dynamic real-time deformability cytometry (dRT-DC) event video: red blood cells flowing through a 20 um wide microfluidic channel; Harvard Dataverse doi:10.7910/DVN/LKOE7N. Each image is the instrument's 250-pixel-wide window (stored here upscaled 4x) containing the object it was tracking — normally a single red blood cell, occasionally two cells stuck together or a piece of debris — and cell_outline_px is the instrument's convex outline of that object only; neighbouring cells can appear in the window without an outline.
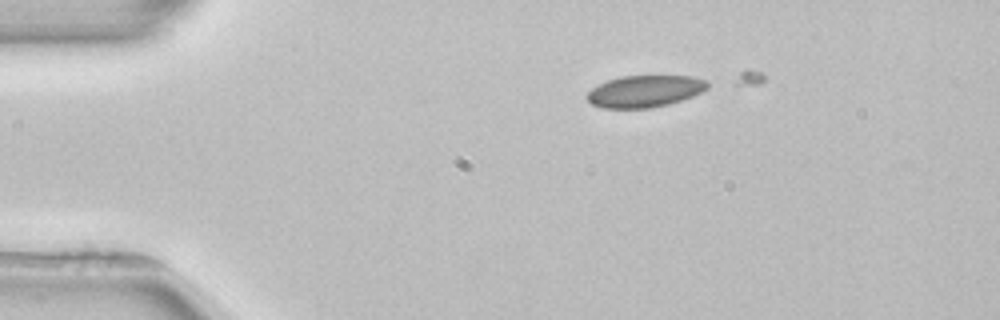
{"species": "common noctule bat (a hibernating species)", "species_latin": "Nyctalus noctula", "temperature_condition": "room temperature", "stored_images_in_passage": 11, "camera_frame_rate_fps": 3000, "um_per_image_px": 0.085, "animal": {"sex": "female", "body_mass_g": 22.7, "forearm_length_mm": 54.2}, "frame": {"image": 1, "passage_image": 1, "time_ms": 0.0, "image_size_px": [1000, 320], "cell_outline_px": [[708, 88], [692, 96], [668, 104], [648, 108], [604, 108], [592, 104], [584, 96], [592, 88], [608, 80], [620, 76], [692, 76], [708, 80]], "centroid_in_image_um": [54.8, 7.75], "position_along_channel_um": 30.2, "area_um2": 22.25}}
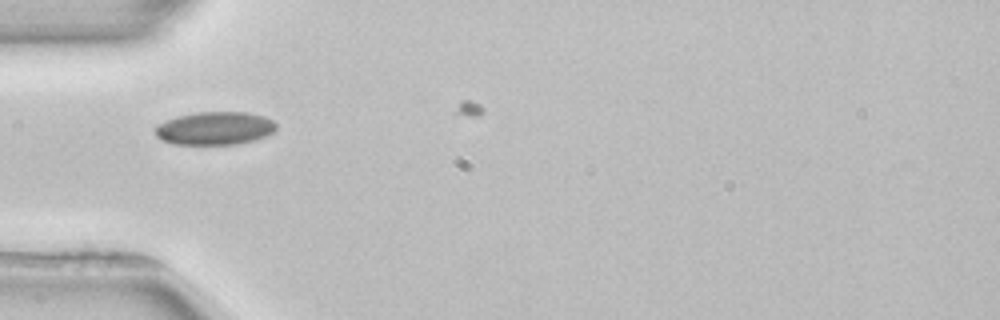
{"frame": {"image": 2, "passage_image": 8, "time_ms": 2.333, "image_size_px": [1000, 320], "cell_outline_px": [[276, 128], [272, 132], [264, 136], [252, 140], [236, 144], [176, 144], [160, 140], [156, 136], [156, 124], [176, 116], [196, 112], [248, 112], [264, 116], [272, 120], [276, 124]], "centroid_in_image_um": [18.23, 10.89], "position_along_channel_um": 66.8, "area_um2": 23.29}}